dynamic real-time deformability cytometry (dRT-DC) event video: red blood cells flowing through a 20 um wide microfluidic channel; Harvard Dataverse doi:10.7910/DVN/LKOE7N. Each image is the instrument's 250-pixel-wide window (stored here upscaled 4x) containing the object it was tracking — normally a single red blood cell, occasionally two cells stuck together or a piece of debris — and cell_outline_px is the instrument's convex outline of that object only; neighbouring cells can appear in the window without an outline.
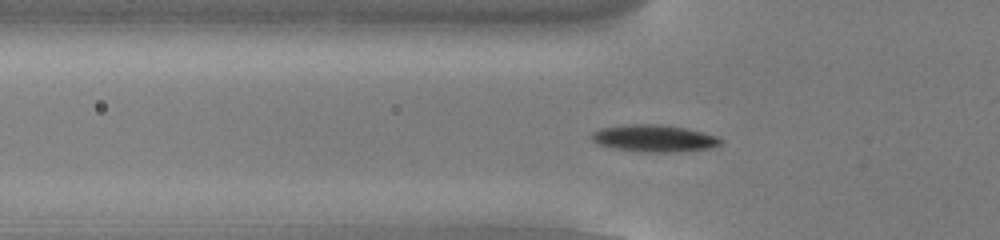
{"species": "common noctule bat (a hibernating species)", "species_latin": "Nyctalus noctula", "temperature_condition": "cold", "stored_images_in_passage": 41, "camera_frame_rate_fps": 3000, "um_per_image_px": 0.085, "animal": {"sex": "male", "body_mass_g": 13.0, "forearm_length_mm": 53.1}, "frame": {"image": 1, "passage_image": 5, "time_ms": 1.333, "image_size_px": [1000, 240], "cell_outline_px": [[724, 140], [720, 144], [712, 148], [680, 152], [640, 152], [612, 148], [600, 144], [592, 140], [588, 136], [592, 132], [600, 128], [624, 124], [660, 124], [688, 128], [704, 132], [716, 136]], "centroid_in_image_um": [55.6, 11.75], "position_along_channel_um": 70.2, "area_um2": 20.75}}
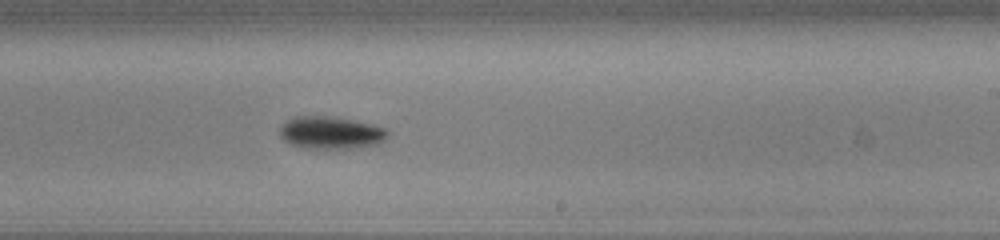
{"frame": {"image": 2, "passage_image": 20, "time_ms": 6.333, "image_size_px": [1000, 240], "cell_outline_px": [[388, 132], [384, 140], [376, 144], [360, 148], [308, 148], [292, 144], [284, 140], [280, 136], [280, 128], [288, 120], [296, 116], [328, 116], [352, 120], [384, 128]], "centroid_in_image_um": [28.11, 11.28], "position_along_channel_um": 260.9, "area_um2": 20.0}}
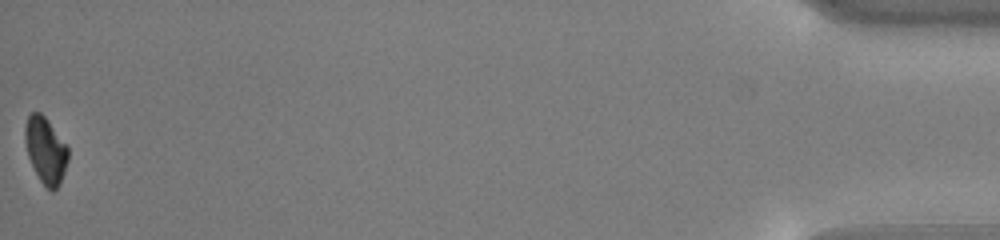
{"frame": {"image": 3, "passage_image": 41, "time_ms": 13.333, "image_size_px": [1000, 240], "cell_outline_px": [[68, 160], [60, 184], [52, 192], [40, 180], [28, 156], [24, 140], [24, 128], [28, 116], [32, 112], [40, 112], [44, 116], [68, 144]], "centroid_in_image_um": [3.89, 12.75], "position_along_channel_um": 431.3, "area_um2": 16.65}, "authors_computed_cell_mechanics": {"area_um2": 18.9584, "velocity_mm_per_s": 3.8324, "shape_relaxation_time_tau1_ms": 1.8439, "shape_relaxation_time_tau2_ms": null, "deformation_change_tau1": 0.0991, "deformation_change_tau2": null}}